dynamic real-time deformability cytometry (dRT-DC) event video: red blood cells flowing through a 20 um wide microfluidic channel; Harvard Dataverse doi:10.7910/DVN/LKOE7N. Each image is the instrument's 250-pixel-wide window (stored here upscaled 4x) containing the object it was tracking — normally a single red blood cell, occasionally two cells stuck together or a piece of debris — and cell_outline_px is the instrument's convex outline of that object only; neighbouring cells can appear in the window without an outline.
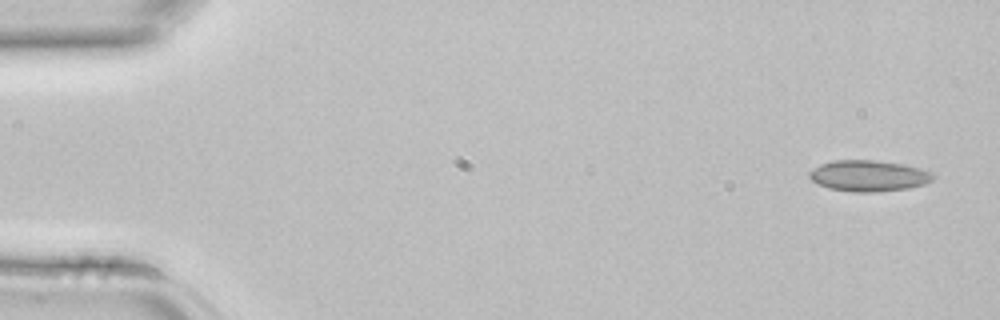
{"species": "common noctule bat (a hibernating species)", "species_latin": "Nyctalus noctula", "temperature_condition": "room temperature", "stored_images_in_passage": 3, "camera_frame_rate_fps": 3000, "um_per_image_px": 0.085, "animal": {"sex": "female", "body_mass_g": 22.7, "forearm_length_mm": 54.2}, "frame": {"image": 1, "passage_image": 1, "time_ms": 0.0, "image_size_px": [1000, 320], "cell_outline_px": [[936, 176], [932, 180], [924, 184], [908, 188], [876, 192], [852, 192], [828, 188], [816, 184], [808, 176], [808, 172], [820, 164], [832, 160], [876, 160], [904, 164], [936, 172]], "centroid_in_image_um": [73.85, 14.94], "position_along_channel_um": 11.2, "area_um2": 22.77}}
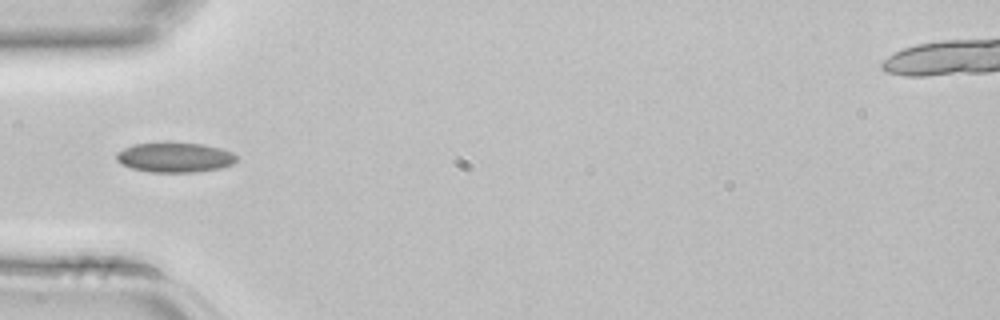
{"frame": {"image": 2, "passage_image": 3, "time_ms": 0.667, "image_size_px": [1000, 320], "cell_outline_px": [[236, 160], [232, 164], [220, 168], [196, 172], [148, 172], [132, 168], [120, 164], [116, 160], [116, 152], [124, 148], [136, 144], [164, 140], [204, 144], [220, 148], [232, 152], [236, 156]], "centroid_in_image_um": [14.82, 13.34], "position_along_channel_um": 70.2, "area_um2": 21.5}}